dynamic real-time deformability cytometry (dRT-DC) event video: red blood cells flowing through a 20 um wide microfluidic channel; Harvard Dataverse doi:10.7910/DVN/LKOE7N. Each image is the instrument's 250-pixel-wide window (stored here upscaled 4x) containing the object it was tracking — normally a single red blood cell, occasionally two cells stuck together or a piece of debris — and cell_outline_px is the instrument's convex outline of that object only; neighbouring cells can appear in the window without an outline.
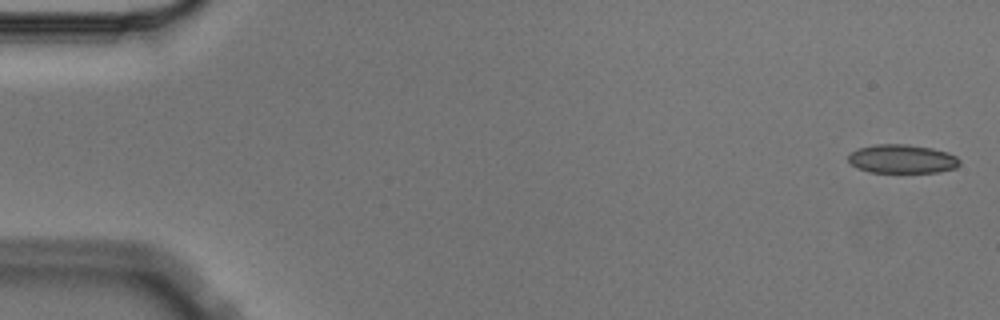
{"species": "Egyptian fruit bat (a non-hibernating species)", "species_latin": "Rousettus aegyptiacus", "temperature_condition": "cold", "stored_images_in_passage": 6, "camera_frame_rate_fps": 3000, "um_per_image_px": 0.085, "animal": {"sex": "male"}, "frame": {"image": 1, "passage_image": 1, "time_ms": 0.0, "image_size_px": [1000, 320], "cell_outline_px": [[960, 164], [956, 168], [936, 172], [868, 172], [856, 168], [848, 160], [848, 156], [856, 148], [876, 144], [908, 144], [932, 148], [948, 152], [956, 156], [960, 160]], "centroid_in_image_um": [76.67, 13.5], "position_along_channel_um": 8.3, "area_um2": 18.79}}
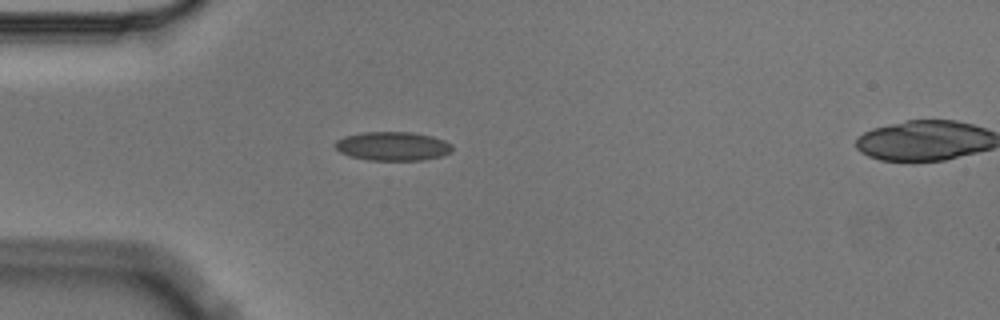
{"frame": {"image": 2, "passage_image": 5, "time_ms": 1.333, "image_size_px": [1000, 320], "cell_outline_px": [[452, 152], [440, 156], [424, 160], [368, 160], [348, 156], [340, 152], [332, 144], [336, 140], [344, 136], [360, 132], [412, 132], [432, 136], [444, 140], [452, 144]], "centroid_in_image_um": [33.35, 12.42], "position_along_channel_um": 51.7, "area_um2": 19.94}}